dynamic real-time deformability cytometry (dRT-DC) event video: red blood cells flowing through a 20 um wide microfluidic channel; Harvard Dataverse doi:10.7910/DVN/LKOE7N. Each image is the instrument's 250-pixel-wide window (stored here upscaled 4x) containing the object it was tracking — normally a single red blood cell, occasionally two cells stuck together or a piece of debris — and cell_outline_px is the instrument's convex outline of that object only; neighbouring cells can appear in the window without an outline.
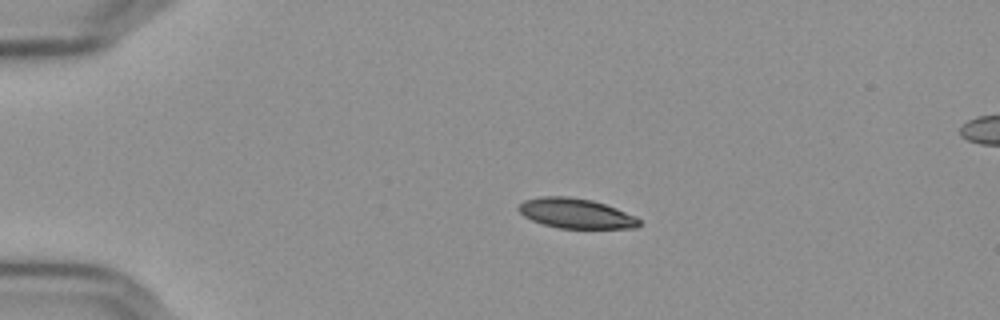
{"species": "Egyptian fruit bat (a non-hibernating species)", "species_latin": "Rousettus aegyptiacus", "temperature_condition": "cold", "stored_images_in_passage": 45, "camera_frame_rate_fps": 3000, "um_per_image_px": 0.085, "frame": {"image": 1, "passage_image": 1, "time_ms": 0.0, "image_size_px": [1000, 320], "cell_outline_px": [[640, 224], [636, 228], [560, 228], [544, 224], [532, 220], [524, 216], [516, 208], [524, 200], [540, 196], [568, 196], [592, 200], [616, 208], [636, 216], [640, 220]], "centroid_in_image_um": [48.94, 18.13], "position_along_channel_um": 36.1, "area_um2": 20.98}}
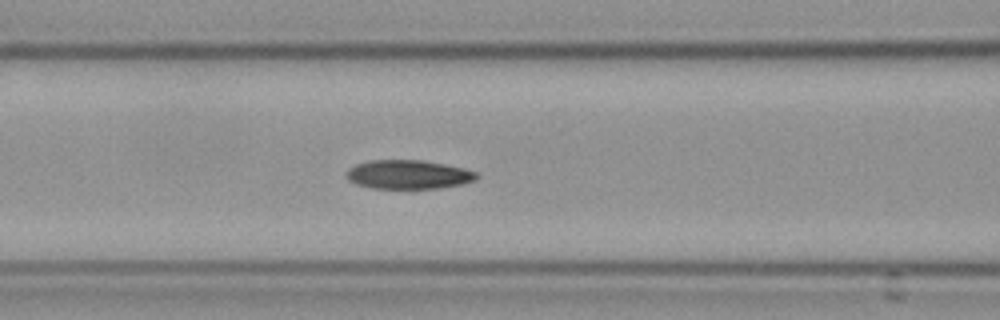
{"frame": {"image": 2, "passage_image": 13, "time_ms": 4.0, "image_size_px": [1000, 320], "cell_outline_px": [[476, 180], [464, 184], [436, 188], [372, 188], [356, 184], [348, 180], [344, 176], [344, 172], [348, 168], [356, 164], [368, 160], [424, 160], [464, 168], [476, 172]], "centroid_in_image_um": [34.65, 14.83], "position_along_channel_um": 131.9, "area_um2": 22.08}}
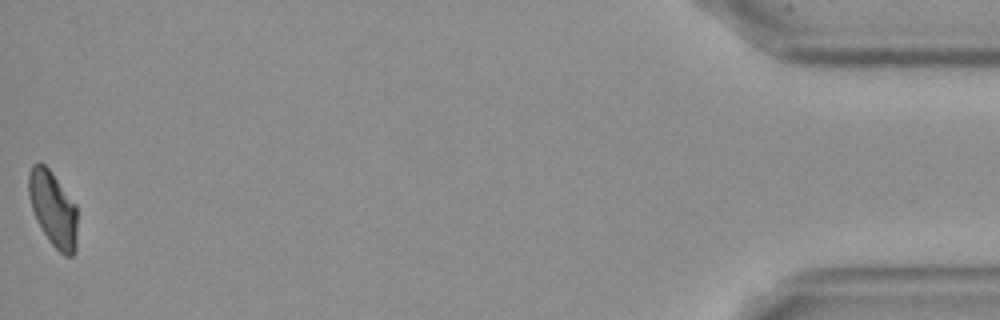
{"frame": {"image": 3, "passage_image": 45, "time_ms": 14.667, "image_size_px": [1000, 320], "cell_outline_px": [[76, 252], [72, 256], [64, 256], [48, 240], [36, 220], [28, 196], [28, 172], [32, 164], [44, 164], [48, 168], [76, 204]], "centroid_in_image_um": [4.5, 17.77], "position_along_channel_um": 430.7, "area_um2": 21.27}, "authors_computed_cell_mechanics": {"area_um2": 22.0796, "velocity_mm_per_s": 3.6227, "shape_relaxation_time_tau1_ms": 8.0615, "shape_relaxation_time_tau2_ms": 6.3366, "deformation_change_tau1": 0.1813, "deformation_change_tau2": 0.1008}}